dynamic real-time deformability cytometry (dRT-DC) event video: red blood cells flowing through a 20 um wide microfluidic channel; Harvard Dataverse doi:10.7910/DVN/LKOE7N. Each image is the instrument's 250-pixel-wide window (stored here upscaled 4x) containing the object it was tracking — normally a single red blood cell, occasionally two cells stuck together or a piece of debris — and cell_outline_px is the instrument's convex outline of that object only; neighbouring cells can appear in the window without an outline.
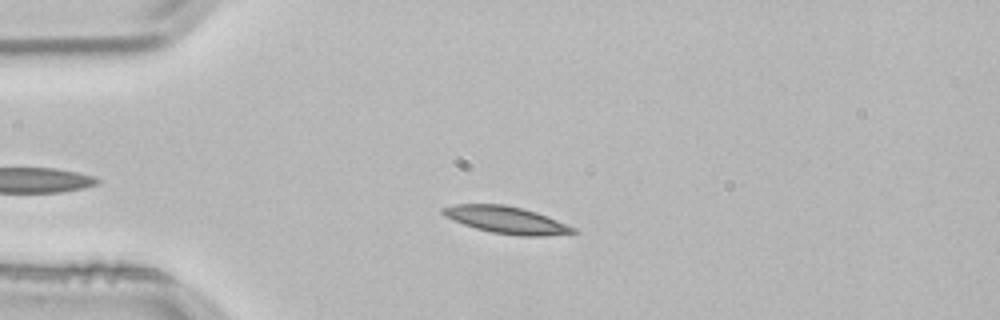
{"species": "common noctule bat (a hibernating species)", "species_latin": "Nyctalus noctula", "temperature_condition": "room temperature", "stored_images_in_passage": 2, "camera_frame_rate_fps": 3000, "um_per_image_px": 0.085, "animal": {"sex": "male", "body_mass_g": 21.5, "forearm_length_mm": 52.0}, "frame": {"image": 1, "passage_image": 2, "time_ms": 0.333, "image_size_px": [1000, 320], "cell_outline_px": [[580, 232], [544, 236], [520, 236], [492, 232], [476, 228], [452, 220], [444, 216], [440, 212], [440, 208], [456, 204], [504, 204], [536, 212], [576, 228]], "centroid_in_image_um": [43.02, 18.69], "position_along_channel_um": 42.0, "area_um2": 20.46}}